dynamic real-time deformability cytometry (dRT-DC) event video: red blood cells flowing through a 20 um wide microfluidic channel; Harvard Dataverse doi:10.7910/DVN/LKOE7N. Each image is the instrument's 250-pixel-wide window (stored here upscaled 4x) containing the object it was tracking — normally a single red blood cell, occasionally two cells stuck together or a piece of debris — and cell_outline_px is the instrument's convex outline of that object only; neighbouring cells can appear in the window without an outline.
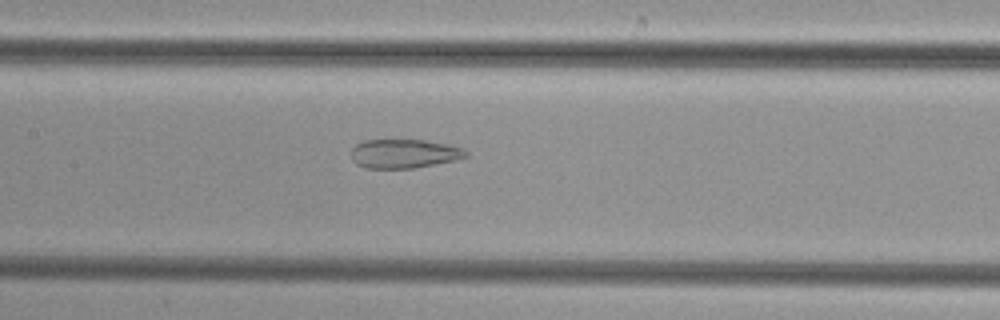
{"species": "common noctule bat (a hibernating species)", "species_latin": "Nyctalus noctula", "temperature_condition": "cold", "stored_images_in_passage": 50, "camera_frame_rate_fps": 3000, "um_per_image_px": 0.085, "animal": {"sex": "female", "body_mass_g": 29.2, "forearm_length_mm": 56.3}, "frame": {"image": 1, "passage_image": 24, "time_ms": 7.667, "image_size_px": [1000, 320], "cell_outline_px": [[468, 156], [456, 160], [412, 168], [364, 168], [356, 164], [352, 160], [352, 148], [356, 144], [364, 140], [424, 140], [448, 144], [464, 148], [468, 152]], "centroid_in_image_um": [34.36, 13.06], "position_along_channel_um": 173.0, "area_um2": 19.42}}
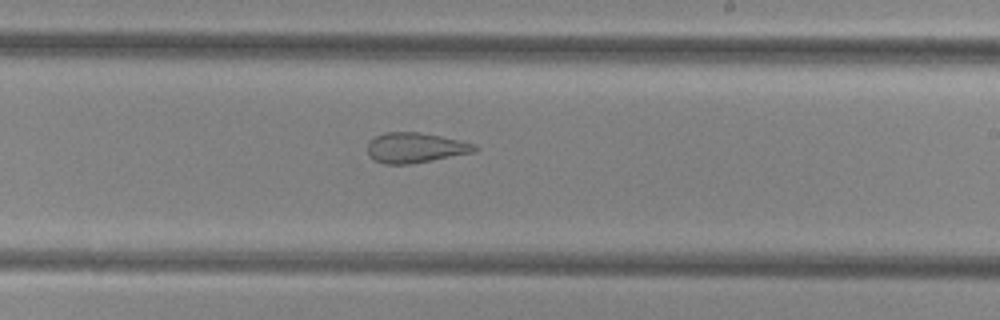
{"frame": {"image": 2, "passage_image": 30, "time_ms": 9.667, "image_size_px": [1000, 320], "cell_outline_px": [[480, 148], [476, 152], [432, 160], [408, 164], [384, 164], [372, 160], [368, 156], [368, 140], [384, 132], [416, 132], [440, 136], [476, 144]], "centroid_in_image_um": [35.29, 12.56], "position_along_channel_um": 253.7, "area_um2": 18.96}}
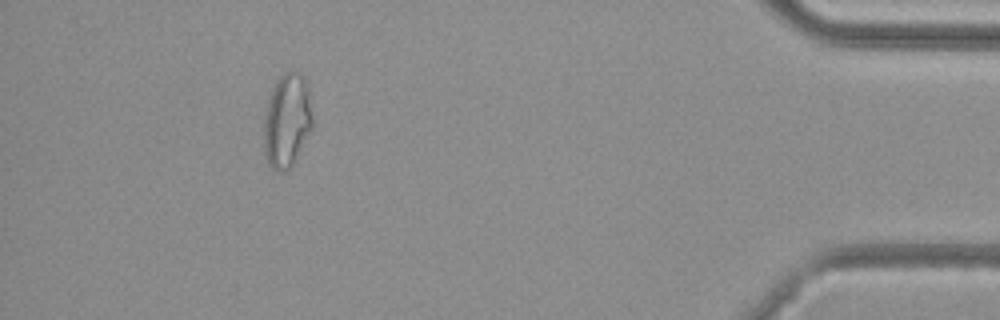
{"frame": {"image": 3, "passage_image": 46, "time_ms": 15.0, "image_size_px": [1000, 320], "cell_outline_px": [[312, 128], [292, 164], [284, 172], [276, 172], [268, 164], [264, 152], [264, 120], [268, 100], [272, 88], [280, 76], [284, 72], [296, 72], [304, 76], [308, 84], [312, 116]], "centroid_in_image_um": [24.39, 10.24], "position_along_channel_um": 410.8, "area_um2": 26.53}}